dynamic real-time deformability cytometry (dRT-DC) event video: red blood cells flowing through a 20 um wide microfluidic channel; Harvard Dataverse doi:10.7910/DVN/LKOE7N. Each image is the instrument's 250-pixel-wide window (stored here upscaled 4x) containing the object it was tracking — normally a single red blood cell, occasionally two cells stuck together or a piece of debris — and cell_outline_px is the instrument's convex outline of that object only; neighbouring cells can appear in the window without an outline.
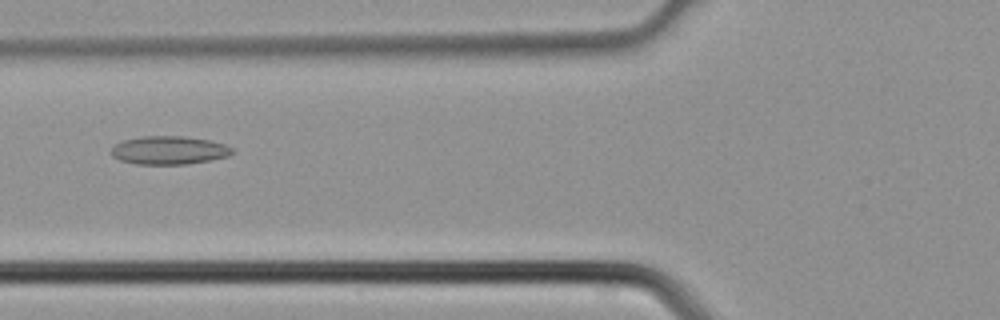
{"species": "common noctule bat (a hibernating species)", "species_latin": "Nyctalus noctula", "temperature_condition": "cold", "stored_images_in_passage": 2, "camera_frame_rate_fps": 3000, "um_per_image_px": 0.085, "animal": {"sex": "male", "body_mass_g": 21.5, "forearm_length_mm": 52.0}, "frame": {"image": 1, "passage_image": 2, "time_ms": 0.333, "image_size_px": [1000, 320], "cell_outline_px": [[236, 152], [228, 156], [212, 160], [188, 164], [136, 164], [120, 160], [112, 156], [112, 148], [116, 144], [124, 140], [140, 136], [184, 136], [208, 140], [224, 144], [232, 148]], "centroid_in_image_um": [14.39, 12.77], "position_along_channel_um": 111.4, "area_um2": 20.0}}